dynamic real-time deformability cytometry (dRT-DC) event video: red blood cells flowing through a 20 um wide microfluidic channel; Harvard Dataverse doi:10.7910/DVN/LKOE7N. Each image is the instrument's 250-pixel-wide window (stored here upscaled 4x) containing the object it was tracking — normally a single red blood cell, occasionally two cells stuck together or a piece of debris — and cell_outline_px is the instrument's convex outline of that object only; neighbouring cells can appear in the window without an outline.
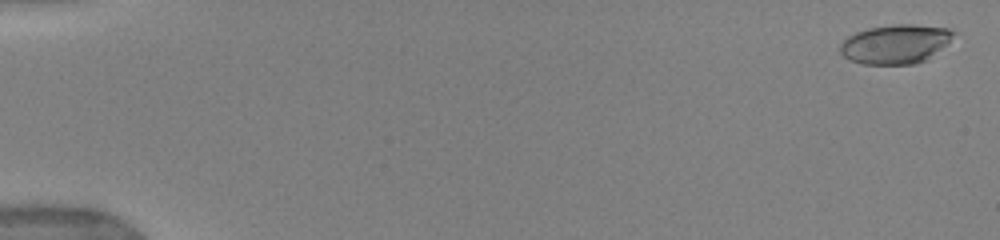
{"species": "human", "species_latin": "Homo sapiens", "temperature_condition": "warm", "stored_images_in_passage": 45, "camera_frame_rate_fps": 3000, "um_per_image_px": 0.085, "donor": {"sex": "female"}, "frame": {"image": 1, "passage_image": 2, "time_ms": 0.333, "image_size_px": [1000, 240], "cell_outline_px": [[956, 32], [948, 44], [924, 60], [912, 64], [864, 64], [848, 60], [840, 52], [840, 44], [848, 36], [856, 32], [868, 28], [896, 24], [912, 24], [948, 28]], "centroid_in_image_um": [76.1, 3.74], "position_along_channel_um": 8.9, "area_um2": 25.78}}
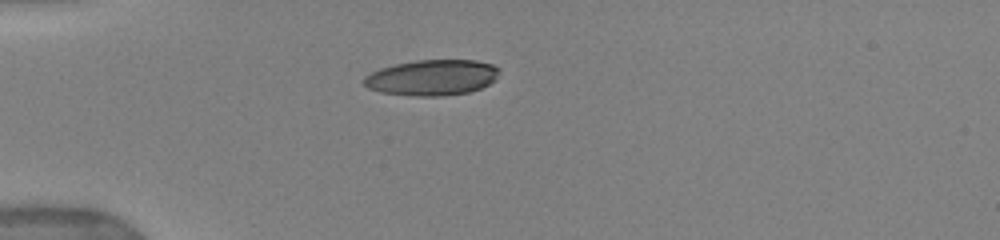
{"frame": {"image": 2, "passage_image": 14, "time_ms": 5.0, "image_size_px": [1000, 240], "cell_outline_px": [[500, 72], [496, 80], [480, 88], [468, 92], [440, 96], [412, 96], [380, 92], [368, 88], [360, 80], [364, 76], [380, 68], [396, 64], [416, 60], [476, 60], [492, 64], [500, 68]], "centroid_in_image_um": [36.72, 6.59], "position_along_channel_um": 48.3, "area_um2": 28.38}}
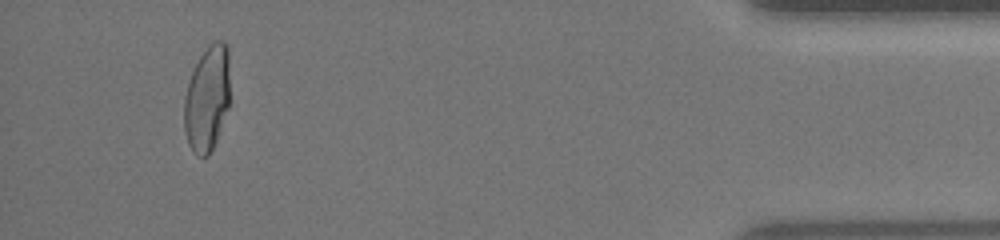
{"frame": {"image": 3, "passage_image": 42, "time_ms": 16.333, "image_size_px": [1000, 240], "cell_outline_px": [[228, 108], [216, 140], [208, 156], [200, 156], [192, 152], [188, 144], [184, 132], [184, 96], [188, 80], [200, 56], [208, 44], [216, 40], [224, 40], [228, 44]], "centroid_in_image_um": [17.58, 8.36], "position_along_channel_um": 417.6, "area_um2": 28.21}, "authors_computed_cell_mechanics": {"area_um2": 27.9174, "velocity_mm_per_s": 3.9647, "shape_relaxation_time_tau1_ms": 6.4081, "shape_relaxation_time_tau2_ms": 1.4368, "deformation_change_tau1": 0.2606, "deformation_change_tau2": 0.0409}}